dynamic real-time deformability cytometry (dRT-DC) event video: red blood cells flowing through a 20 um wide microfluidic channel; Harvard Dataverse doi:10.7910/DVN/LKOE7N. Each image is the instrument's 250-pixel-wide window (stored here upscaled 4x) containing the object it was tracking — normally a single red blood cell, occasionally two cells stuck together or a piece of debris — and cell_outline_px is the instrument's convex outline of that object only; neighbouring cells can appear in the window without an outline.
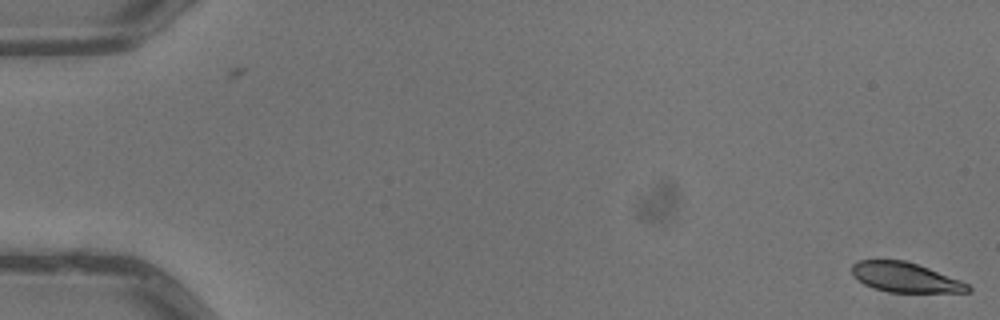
{"species": "common noctule bat (a hibernating species)", "species_latin": "Nyctalus noctula", "temperature_condition": "warm", "stored_images_in_passage": 6, "camera_frame_rate_fps": 3000, "um_per_image_px": 0.085, "animal": {"sex": "male", "body_mass_g": 13.3}, "frame": {"image": 1, "passage_image": 1, "time_ms": 0.0, "image_size_px": [1000, 320], "cell_outline_px": [[972, 292], [888, 292], [872, 288], [864, 284], [852, 276], [852, 264], [856, 260], [904, 260], [928, 268], [960, 280], [968, 284], [972, 288]], "centroid_in_image_um": [76.92, 23.58], "position_along_channel_um": 8.1, "area_um2": 20.11}}
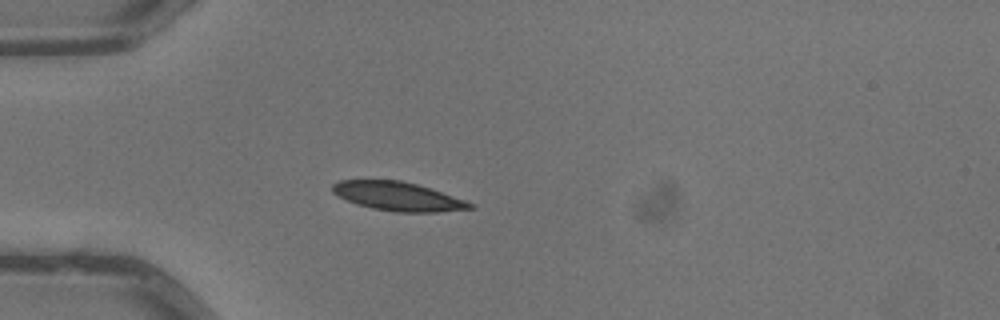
{"frame": {"image": 2, "passage_image": 5, "time_ms": 1.333, "image_size_px": [1000, 320], "cell_outline_px": [[476, 208], [436, 212], [396, 212], [372, 208], [356, 204], [332, 192], [332, 184], [340, 180], [400, 180], [432, 188], [476, 204]], "centroid_in_image_um": [33.87, 16.69], "position_along_channel_um": 51.1, "area_um2": 23.12}}